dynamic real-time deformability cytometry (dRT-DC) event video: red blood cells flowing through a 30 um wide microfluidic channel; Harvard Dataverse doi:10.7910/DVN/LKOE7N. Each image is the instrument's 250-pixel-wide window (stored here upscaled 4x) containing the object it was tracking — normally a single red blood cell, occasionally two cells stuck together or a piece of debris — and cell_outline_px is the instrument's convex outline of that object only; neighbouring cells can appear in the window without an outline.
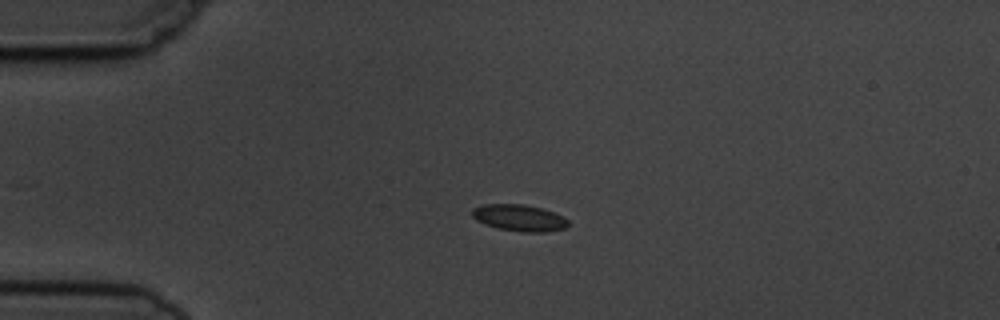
{"species": "common noctule bat (a hibernating species)", "species_latin": "Nyctalus noctula", "temperature_condition": "cold", "stored_images_in_passage": 4, "camera_frame_rate_fps": 3000, "um_per_image_px": 0.085, "animal": {"sex": "male", "body_mass_g": 19.5, "forearm_length_mm": 54.6}, "frame": {"image": 1, "passage_image": 4, "time_ms": 3.333, "image_size_px": [1000, 320], "cell_outline_px": [[568, 224], [564, 228], [548, 232], [520, 232], [496, 228], [484, 224], [476, 220], [472, 216], [472, 208], [484, 204], [524, 204], [540, 208], [564, 216], [568, 220]], "centroid_in_image_um": [44.11, 18.52], "position_along_channel_um": 40.9, "area_um2": 14.97}}